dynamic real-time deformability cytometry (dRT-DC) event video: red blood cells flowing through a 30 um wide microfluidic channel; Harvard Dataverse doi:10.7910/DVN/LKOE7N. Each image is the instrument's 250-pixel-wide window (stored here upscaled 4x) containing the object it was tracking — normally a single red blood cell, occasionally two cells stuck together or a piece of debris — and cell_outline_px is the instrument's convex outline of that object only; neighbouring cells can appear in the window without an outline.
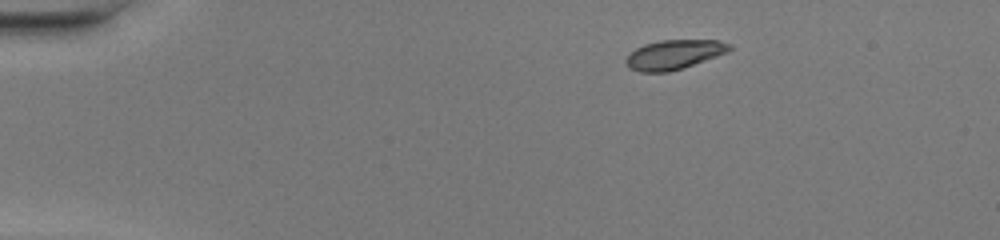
{"species": "common noctule bat (a hibernating species)", "species_latin": "Nyctalus noctula", "temperature_condition": "warm", "stored_images_in_passage": 41, "camera_frame_rate_fps": 3000, "um_per_image_px": 0.085, "animal": {"sex": "female", "body_mass_g": 20.0, "forearm_length_mm": 54.0}, "frame": {"image": 1, "passage_image": 1, "time_ms": 0.0, "image_size_px": [1000, 240], "cell_outline_px": [[732, 48], [728, 52], [684, 68], [668, 72], [640, 72], [628, 68], [624, 60], [636, 48], [644, 44], [660, 40], [720, 40], [732, 44]], "centroid_in_image_um": [57.31, 4.64], "position_along_channel_um": 27.7, "area_um2": 17.92}}
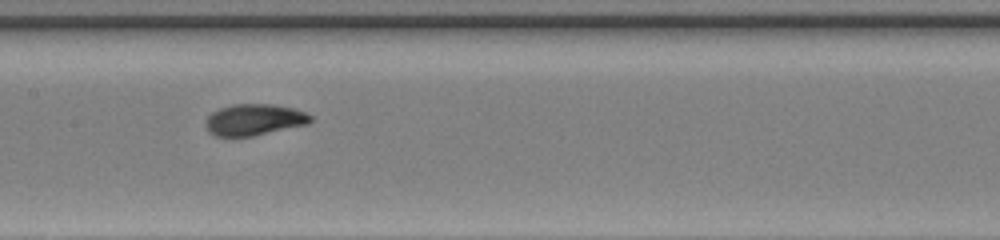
{"frame": {"image": 2, "passage_image": 18, "time_ms": 5.667, "image_size_px": [1000, 240], "cell_outline_px": [[312, 120], [308, 124], [252, 136], [216, 136], [208, 132], [204, 124], [208, 116], [212, 112], [220, 108], [232, 104], [272, 104], [292, 108], [304, 112], [312, 116]], "centroid_in_image_um": [21.58, 10.17], "position_along_channel_um": 185.8, "area_um2": 19.13}}
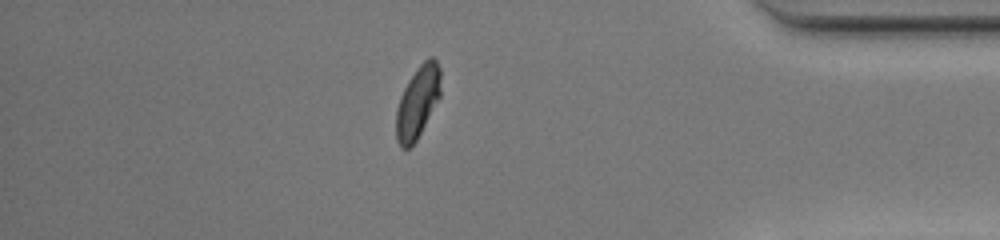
{"frame": {"image": 3, "passage_image": 35, "time_ms": 11.333, "image_size_px": [1000, 240], "cell_outline_px": [[440, 96], [416, 140], [408, 148], [400, 148], [396, 140], [396, 108], [400, 96], [408, 80], [416, 68], [428, 56], [432, 56], [436, 60], [440, 68]], "centroid_in_image_um": [35.48, 8.65], "position_along_channel_um": 399.7, "area_um2": 18.67}, "authors_computed_cell_mechanics": {"area_um2": 18.8428, "velocity_mm_per_s": 4.2925, "shape_relaxation_time_tau1_ms": 2.2077, "shape_relaxation_time_tau2_ms": 0.6627, "deformation_change_tau1": 0.1584, "deformation_change_tau2": 0.0381}}